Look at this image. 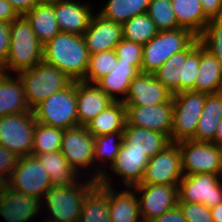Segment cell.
<instances>
[{
  "label": "cell",
  "instance_id": "1",
  "mask_svg": "<svg viewBox=\"0 0 222 222\" xmlns=\"http://www.w3.org/2000/svg\"><path fill=\"white\" fill-rule=\"evenodd\" d=\"M43 61L82 81L88 69L89 53L83 35L59 32L43 46Z\"/></svg>",
  "mask_w": 222,
  "mask_h": 222
},
{
  "label": "cell",
  "instance_id": "2",
  "mask_svg": "<svg viewBox=\"0 0 222 222\" xmlns=\"http://www.w3.org/2000/svg\"><path fill=\"white\" fill-rule=\"evenodd\" d=\"M43 44L38 40L30 23L19 16L10 24V46L6 62L1 66L5 74L33 68L43 61Z\"/></svg>",
  "mask_w": 222,
  "mask_h": 222
},
{
  "label": "cell",
  "instance_id": "3",
  "mask_svg": "<svg viewBox=\"0 0 222 222\" xmlns=\"http://www.w3.org/2000/svg\"><path fill=\"white\" fill-rule=\"evenodd\" d=\"M88 179L66 186H52L42 199V206L44 204L50 212L48 220L43 222H79L83 200L98 183L91 177Z\"/></svg>",
  "mask_w": 222,
  "mask_h": 222
},
{
  "label": "cell",
  "instance_id": "4",
  "mask_svg": "<svg viewBox=\"0 0 222 222\" xmlns=\"http://www.w3.org/2000/svg\"><path fill=\"white\" fill-rule=\"evenodd\" d=\"M17 75L22 80L25 98L31 110L73 82L64 72L44 61Z\"/></svg>",
  "mask_w": 222,
  "mask_h": 222
},
{
  "label": "cell",
  "instance_id": "5",
  "mask_svg": "<svg viewBox=\"0 0 222 222\" xmlns=\"http://www.w3.org/2000/svg\"><path fill=\"white\" fill-rule=\"evenodd\" d=\"M197 38L191 30L182 27L159 31L143 46L141 72L154 73L170 56L186 50Z\"/></svg>",
  "mask_w": 222,
  "mask_h": 222
},
{
  "label": "cell",
  "instance_id": "6",
  "mask_svg": "<svg viewBox=\"0 0 222 222\" xmlns=\"http://www.w3.org/2000/svg\"><path fill=\"white\" fill-rule=\"evenodd\" d=\"M32 112L37 123L63 130L78 126L76 81L46 98Z\"/></svg>",
  "mask_w": 222,
  "mask_h": 222
},
{
  "label": "cell",
  "instance_id": "7",
  "mask_svg": "<svg viewBox=\"0 0 222 222\" xmlns=\"http://www.w3.org/2000/svg\"><path fill=\"white\" fill-rule=\"evenodd\" d=\"M206 93L183 91L172 95L173 116L170 132L171 142L192 140L202 113Z\"/></svg>",
  "mask_w": 222,
  "mask_h": 222
},
{
  "label": "cell",
  "instance_id": "8",
  "mask_svg": "<svg viewBox=\"0 0 222 222\" xmlns=\"http://www.w3.org/2000/svg\"><path fill=\"white\" fill-rule=\"evenodd\" d=\"M35 125L33 112L0 117V145L18 157L31 156Z\"/></svg>",
  "mask_w": 222,
  "mask_h": 222
},
{
  "label": "cell",
  "instance_id": "9",
  "mask_svg": "<svg viewBox=\"0 0 222 222\" xmlns=\"http://www.w3.org/2000/svg\"><path fill=\"white\" fill-rule=\"evenodd\" d=\"M7 186L27 196L43 199L53 186L46 169L34 156L19 157Z\"/></svg>",
  "mask_w": 222,
  "mask_h": 222
},
{
  "label": "cell",
  "instance_id": "10",
  "mask_svg": "<svg viewBox=\"0 0 222 222\" xmlns=\"http://www.w3.org/2000/svg\"><path fill=\"white\" fill-rule=\"evenodd\" d=\"M184 175L215 174L220 169L222 147L210 142L183 140L178 142Z\"/></svg>",
  "mask_w": 222,
  "mask_h": 222
},
{
  "label": "cell",
  "instance_id": "11",
  "mask_svg": "<svg viewBox=\"0 0 222 222\" xmlns=\"http://www.w3.org/2000/svg\"><path fill=\"white\" fill-rule=\"evenodd\" d=\"M178 203H200L208 208L222 203V182L215 174L184 175L178 184Z\"/></svg>",
  "mask_w": 222,
  "mask_h": 222
},
{
  "label": "cell",
  "instance_id": "12",
  "mask_svg": "<svg viewBox=\"0 0 222 222\" xmlns=\"http://www.w3.org/2000/svg\"><path fill=\"white\" fill-rule=\"evenodd\" d=\"M184 174L178 142L149 159L140 184L178 185Z\"/></svg>",
  "mask_w": 222,
  "mask_h": 222
},
{
  "label": "cell",
  "instance_id": "13",
  "mask_svg": "<svg viewBox=\"0 0 222 222\" xmlns=\"http://www.w3.org/2000/svg\"><path fill=\"white\" fill-rule=\"evenodd\" d=\"M139 199L143 222H150L172 210L178 203V185L138 184L132 187Z\"/></svg>",
  "mask_w": 222,
  "mask_h": 222
},
{
  "label": "cell",
  "instance_id": "14",
  "mask_svg": "<svg viewBox=\"0 0 222 222\" xmlns=\"http://www.w3.org/2000/svg\"><path fill=\"white\" fill-rule=\"evenodd\" d=\"M60 151L80 175L83 168L90 171L94 167V137L86 126L64 130Z\"/></svg>",
  "mask_w": 222,
  "mask_h": 222
},
{
  "label": "cell",
  "instance_id": "15",
  "mask_svg": "<svg viewBox=\"0 0 222 222\" xmlns=\"http://www.w3.org/2000/svg\"><path fill=\"white\" fill-rule=\"evenodd\" d=\"M173 101L157 105L126 106L129 125L166 134L172 129Z\"/></svg>",
  "mask_w": 222,
  "mask_h": 222
},
{
  "label": "cell",
  "instance_id": "16",
  "mask_svg": "<svg viewBox=\"0 0 222 222\" xmlns=\"http://www.w3.org/2000/svg\"><path fill=\"white\" fill-rule=\"evenodd\" d=\"M172 93L156 79L154 73H138L131 81L126 98V106L157 105L169 103Z\"/></svg>",
  "mask_w": 222,
  "mask_h": 222
},
{
  "label": "cell",
  "instance_id": "17",
  "mask_svg": "<svg viewBox=\"0 0 222 222\" xmlns=\"http://www.w3.org/2000/svg\"><path fill=\"white\" fill-rule=\"evenodd\" d=\"M89 55L115 49L123 39L122 24L109 21L100 14H93L83 34Z\"/></svg>",
  "mask_w": 222,
  "mask_h": 222
},
{
  "label": "cell",
  "instance_id": "18",
  "mask_svg": "<svg viewBox=\"0 0 222 222\" xmlns=\"http://www.w3.org/2000/svg\"><path fill=\"white\" fill-rule=\"evenodd\" d=\"M42 201L6 186L0 194V215L6 222H28L42 210Z\"/></svg>",
  "mask_w": 222,
  "mask_h": 222
},
{
  "label": "cell",
  "instance_id": "19",
  "mask_svg": "<svg viewBox=\"0 0 222 222\" xmlns=\"http://www.w3.org/2000/svg\"><path fill=\"white\" fill-rule=\"evenodd\" d=\"M88 2L61 0L53 3V11L61 32L83 35L93 16Z\"/></svg>",
  "mask_w": 222,
  "mask_h": 222
},
{
  "label": "cell",
  "instance_id": "20",
  "mask_svg": "<svg viewBox=\"0 0 222 222\" xmlns=\"http://www.w3.org/2000/svg\"><path fill=\"white\" fill-rule=\"evenodd\" d=\"M123 132H115L94 137V166L96 170L91 174V179L97 181L101 185L113 187L111 185V175L103 168L104 165L110 169V166L115 162L116 156L122 146ZM98 162L100 166L97 164ZM101 167V168H100ZM103 168V169H102Z\"/></svg>",
  "mask_w": 222,
  "mask_h": 222
},
{
  "label": "cell",
  "instance_id": "21",
  "mask_svg": "<svg viewBox=\"0 0 222 222\" xmlns=\"http://www.w3.org/2000/svg\"><path fill=\"white\" fill-rule=\"evenodd\" d=\"M78 125L86 126L114 100L96 84L76 81Z\"/></svg>",
  "mask_w": 222,
  "mask_h": 222
},
{
  "label": "cell",
  "instance_id": "22",
  "mask_svg": "<svg viewBox=\"0 0 222 222\" xmlns=\"http://www.w3.org/2000/svg\"><path fill=\"white\" fill-rule=\"evenodd\" d=\"M149 159L146 153L129 150L122 145L115 162L110 166L111 172L121 176L123 186L132 188L141 183Z\"/></svg>",
  "mask_w": 222,
  "mask_h": 222
},
{
  "label": "cell",
  "instance_id": "23",
  "mask_svg": "<svg viewBox=\"0 0 222 222\" xmlns=\"http://www.w3.org/2000/svg\"><path fill=\"white\" fill-rule=\"evenodd\" d=\"M170 143L166 134L125 124L122 145L126 149L141 151L152 158Z\"/></svg>",
  "mask_w": 222,
  "mask_h": 222
},
{
  "label": "cell",
  "instance_id": "24",
  "mask_svg": "<svg viewBox=\"0 0 222 222\" xmlns=\"http://www.w3.org/2000/svg\"><path fill=\"white\" fill-rule=\"evenodd\" d=\"M108 206L111 222H143L138 196L131 188L117 191L108 186Z\"/></svg>",
  "mask_w": 222,
  "mask_h": 222
},
{
  "label": "cell",
  "instance_id": "25",
  "mask_svg": "<svg viewBox=\"0 0 222 222\" xmlns=\"http://www.w3.org/2000/svg\"><path fill=\"white\" fill-rule=\"evenodd\" d=\"M13 76L4 73L0 77V117L32 112L25 98L22 80L17 74Z\"/></svg>",
  "mask_w": 222,
  "mask_h": 222
},
{
  "label": "cell",
  "instance_id": "26",
  "mask_svg": "<svg viewBox=\"0 0 222 222\" xmlns=\"http://www.w3.org/2000/svg\"><path fill=\"white\" fill-rule=\"evenodd\" d=\"M194 91L206 94L222 92V63L200 43V63Z\"/></svg>",
  "mask_w": 222,
  "mask_h": 222
},
{
  "label": "cell",
  "instance_id": "27",
  "mask_svg": "<svg viewBox=\"0 0 222 222\" xmlns=\"http://www.w3.org/2000/svg\"><path fill=\"white\" fill-rule=\"evenodd\" d=\"M138 73L130 63L117 60L113 70L100 78L95 84L114 101H123L126 98L132 79Z\"/></svg>",
  "mask_w": 222,
  "mask_h": 222
},
{
  "label": "cell",
  "instance_id": "28",
  "mask_svg": "<svg viewBox=\"0 0 222 222\" xmlns=\"http://www.w3.org/2000/svg\"><path fill=\"white\" fill-rule=\"evenodd\" d=\"M46 169L53 186H66L79 181L81 176L70 165L60 150L46 154H31Z\"/></svg>",
  "mask_w": 222,
  "mask_h": 222
},
{
  "label": "cell",
  "instance_id": "29",
  "mask_svg": "<svg viewBox=\"0 0 222 222\" xmlns=\"http://www.w3.org/2000/svg\"><path fill=\"white\" fill-rule=\"evenodd\" d=\"M222 119V92L207 94L193 141L212 142L215 130Z\"/></svg>",
  "mask_w": 222,
  "mask_h": 222
},
{
  "label": "cell",
  "instance_id": "30",
  "mask_svg": "<svg viewBox=\"0 0 222 222\" xmlns=\"http://www.w3.org/2000/svg\"><path fill=\"white\" fill-rule=\"evenodd\" d=\"M126 119V105L123 101H114L105 108L87 125L89 133L93 136L123 132Z\"/></svg>",
  "mask_w": 222,
  "mask_h": 222
},
{
  "label": "cell",
  "instance_id": "31",
  "mask_svg": "<svg viewBox=\"0 0 222 222\" xmlns=\"http://www.w3.org/2000/svg\"><path fill=\"white\" fill-rule=\"evenodd\" d=\"M24 17L30 23L38 40L45 45L52 40L59 32V26L53 11V3H39L28 11Z\"/></svg>",
  "mask_w": 222,
  "mask_h": 222
},
{
  "label": "cell",
  "instance_id": "32",
  "mask_svg": "<svg viewBox=\"0 0 222 222\" xmlns=\"http://www.w3.org/2000/svg\"><path fill=\"white\" fill-rule=\"evenodd\" d=\"M79 222H111L108 186L97 183L85 196Z\"/></svg>",
  "mask_w": 222,
  "mask_h": 222
},
{
  "label": "cell",
  "instance_id": "33",
  "mask_svg": "<svg viewBox=\"0 0 222 222\" xmlns=\"http://www.w3.org/2000/svg\"><path fill=\"white\" fill-rule=\"evenodd\" d=\"M178 25L199 36L210 20L203 12L199 0H171Z\"/></svg>",
  "mask_w": 222,
  "mask_h": 222
},
{
  "label": "cell",
  "instance_id": "34",
  "mask_svg": "<svg viewBox=\"0 0 222 222\" xmlns=\"http://www.w3.org/2000/svg\"><path fill=\"white\" fill-rule=\"evenodd\" d=\"M150 2L151 0H108L98 14L123 25L129 19L147 13Z\"/></svg>",
  "mask_w": 222,
  "mask_h": 222
},
{
  "label": "cell",
  "instance_id": "35",
  "mask_svg": "<svg viewBox=\"0 0 222 222\" xmlns=\"http://www.w3.org/2000/svg\"><path fill=\"white\" fill-rule=\"evenodd\" d=\"M186 61V50L173 54L154 72L160 81L172 94L180 93V80H183V66Z\"/></svg>",
  "mask_w": 222,
  "mask_h": 222
},
{
  "label": "cell",
  "instance_id": "36",
  "mask_svg": "<svg viewBox=\"0 0 222 222\" xmlns=\"http://www.w3.org/2000/svg\"><path fill=\"white\" fill-rule=\"evenodd\" d=\"M123 39L144 46L154 38L159 30L147 13L135 16L123 25Z\"/></svg>",
  "mask_w": 222,
  "mask_h": 222
},
{
  "label": "cell",
  "instance_id": "37",
  "mask_svg": "<svg viewBox=\"0 0 222 222\" xmlns=\"http://www.w3.org/2000/svg\"><path fill=\"white\" fill-rule=\"evenodd\" d=\"M64 130L37 123L31 154H46L60 150Z\"/></svg>",
  "mask_w": 222,
  "mask_h": 222
},
{
  "label": "cell",
  "instance_id": "38",
  "mask_svg": "<svg viewBox=\"0 0 222 222\" xmlns=\"http://www.w3.org/2000/svg\"><path fill=\"white\" fill-rule=\"evenodd\" d=\"M117 60L114 49L89 55L88 69L82 81L95 84L113 70Z\"/></svg>",
  "mask_w": 222,
  "mask_h": 222
},
{
  "label": "cell",
  "instance_id": "39",
  "mask_svg": "<svg viewBox=\"0 0 222 222\" xmlns=\"http://www.w3.org/2000/svg\"><path fill=\"white\" fill-rule=\"evenodd\" d=\"M147 14L159 31L180 28L171 0H151Z\"/></svg>",
  "mask_w": 222,
  "mask_h": 222
},
{
  "label": "cell",
  "instance_id": "40",
  "mask_svg": "<svg viewBox=\"0 0 222 222\" xmlns=\"http://www.w3.org/2000/svg\"><path fill=\"white\" fill-rule=\"evenodd\" d=\"M200 63V41L197 38L186 49V61L183 66V80H180V92L194 91Z\"/></svg>",
  "mask_w": 222,
  "mask_h": 222
},
{
  "label": "cell",
  "instance_id": "41",
  "mask_svg": "<svg viewBox=\"0 0 222 222\" xmlns=\"http://www.w3.org/2000/svg\"><path fill=\"white\" fill-rule=\"evenodd\" d=\"M198 38L204 48L222 63V16L211 18Z\"/></svg>",
  "mask_w": 222,
  "mask_h": 222
},
{
  "label": "cell",
  "instance_id": "42",
  "mask_svg": "<svg viewBox=\"0 0 222 222\" xmlns=\"http://www.w3.org/2000/svg\"><path fill=\"white\" fill-rule=\"evenodd\" d=\"M114 50L120 62L130 63L139 73L141 72L142 45L122 39Z\"/></svg>",
  "mask_w": 222,
  "mask_h": 222
},
{
  "label": "cell",
  "instance_id": "43",
  "mask_svg": "<svg viewBox=\"0 0 222 222\" xmlns=\"http://www.w3.org/2000/svg\"><path fill=\"white\" fill-rule=\"evenodd\" d=\"M187 222H213L210 208L200 203H177Z\"/></svg>",
  "mask_w": 222,
  "mask_h": 222
},
{
  "label": "cell",
  "instance_id": "44",
  "mask_svg": "<svg viewBox=\"0 0 222 222\" xmlns=\"http://www.w3.org/2000/svg\"><path fill=\"white\" fill-rule=\"evenodd\" d=\"M18 160L19 157L15 153L0 145V176L6 181L9 180Z\"/></svg>",
  "mask_w": 222,
  "mask_h": 222
},
{
  "label": "cell",
  "instance_id": "45",
  "mask_svg": "<svg viewBox=\"0 0 222 222\" xmlns=\"http://www.w3.org/2000/svg\"><path fill=\"white\" fill-rule=\"evenodd\" d=\"M10 24L8 22H0V66L6 62L9 53Z\"/></svg>",
  "mask_w": 222,
  "mask_h": 222
},
{
  "label": "cell",
  "instance_id": "46",
  "mask_svg": "<svg viewBox=\"0 0 222 222\" xmlns=\"http://www.w3.org/2000/svg\"><path fill=\"white\" fill-rule=\"evenodd\" d=\"M204 14L209 18L222 16V0H199Z\"/></svg>",
  "mask_w": 222,
  "mask_h": 222
},
{
  "label": "cell",
  "instance_id": "47",
  "mask_svg": "<svg viewBox=\"0 0 222 222\" xmlns=\"http://www.w3.org/2000/svg\"><path fill=\"white\" fill-rule=\"evenodd\" d=\"M19 16H24L28 11L39 4V0H7Z\"/></svg>",
  "mask_w": 222,
  "mask_h": 222
},
{
  "label": "cell",
  "instance_id": "48",
  "mask_svg": "<svg viewBox=\"0 0 222 222\" xmlns=\"http://www.w3.org/2000/svg\"><path fill=\"white\" fill-rule=\"evenodd\" d=\"M18 17L19 15L7 0H0V22L11 23Z\"/></svg>",
  "mask_w": 222,
  "mask_h": 222
},
{
  "label": "cell",
  "instance_id": "49",
  "mask_svg": "<svg viewBox=\"0 0 222 222\" xmlns=\"http://www.w3.org/2000/svg\"><path fill=\"white\" fill-rule=\"evenodd\" d=\"M150 222H187L178 206Z\"/></svg>",
  "mask_w": 222,
  "mask_h": 222
},
{
  "label": "cell",
  "instance_id": "50",
  "mask_svg": "<svg viewBox=\"0 0 222 222\" xmlns=\"http://www.w3.org/2000/svg\"><path fill=\"white\" fill-rule=\"evenodd\" d=\"M213 222H222V203L210 208Z\"/></svg>",
  "mask_w": 222,
  "mask_h": 222
},
{
  "label": "cell",
  "instance_id": "51",
  "mask_svg": "<svg viewBox=\"0 0 222 222\" xmlns=\"http://www.w3.org/2000/svg\"><path fill=\"white\" fill-rule=\"evenodd\" d=\"M211 143L222 147V119L215 130L214 140Z\"/></svg>",
  "mask_w": 222,
  "mask_h": 222
},
{
  "label": "cell",
  "instance_id": "52",
  "mask_svg": "<svg viewBox=\"0 0 222 222\" xmlns=\"http://www.w3.org/2000/svg\"><path fill=\"white\" fill-rule=\"evenodd\" d=\"M7 186V181L0 176V194L4 191Z\"/></svg>",
  "mask_w": 222,
  "mask_h": 222
},
{
  "label": "cell",
  "instance_id": "53",
  "mask_svg": "<svg viewBox=\"0 0 222 222\" xmlns=\"http://www.w3.org/2000/svg\"><path fill=\"white\" fill-rule=\"evenodd\" d=\"M57 1H61V0H39V3L52 4V3H55Z\"/></svg>",
  "mask_w": 222,
  "mask_h": 222
},
{
  "label": "cell",
  "instance_id": "54",
  "mask_svg": "<svg viewBox=\"0 0 222 222\" xmlns=\"http://www.w3.org/2000/svg\"><path fill=\"white\" fill-rule=\"evenodd\" d=\"M217 176L219 177V180L221 181L222 180V158H221V163H220V169H219Z\"/></svg>",
  "mask_w": 222,
  "mask_h": 222
},
{
  "label": "cell",
  "instance_id": "55",
  "mask_svg": "<svg viewBox=\"0 0 222 222\" xmlns=\"http://www.w3.org/2000/svg\"><path fill=\"white\" fill-rule=\"evenodd\" d=\"M3 74H4V71H3V69H2L1 66H0V77H1Z\"/></svg>",
  "mask_w": 222,
  "mask_h": 222
}]
</instances>
